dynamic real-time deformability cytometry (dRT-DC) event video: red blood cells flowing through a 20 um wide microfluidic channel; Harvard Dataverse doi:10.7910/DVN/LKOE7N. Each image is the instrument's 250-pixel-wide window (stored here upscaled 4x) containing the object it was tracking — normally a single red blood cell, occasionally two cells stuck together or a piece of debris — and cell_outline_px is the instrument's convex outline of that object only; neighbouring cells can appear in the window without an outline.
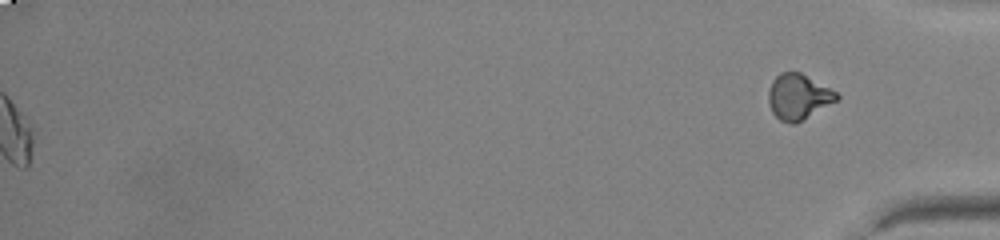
{"species": "common noctule bat (a hibernating species)", "species_latin": "Nyctalus noctula", "temperature_condition": "warm", "stored_images_in_passage": 45, "segment_of_instrument_passage": [2, 2], "camera_frame_rate_fps": 3000, "um_per_image_px": 0.085, "animal": {"sex": "male", "body_mass_g": 20.0, "forearm_length_mm": 53.3}, "frame": {"image": 1, "passage_image": 45, "time_ms": 14.667, "image_size_px": [1000, 240], "cell_outline_px": [[840, 96], [836, 100], [796, 124], [788, 124], [780, 120], [772, 112], [768, 104], [768, 92], [772, 80], [780, 72], [800, 72], [836, 92]], "centroid_in_image_um": [67.81, 8.23], "position_along_channel_um": 367.4, "area_um2": 17.92}}